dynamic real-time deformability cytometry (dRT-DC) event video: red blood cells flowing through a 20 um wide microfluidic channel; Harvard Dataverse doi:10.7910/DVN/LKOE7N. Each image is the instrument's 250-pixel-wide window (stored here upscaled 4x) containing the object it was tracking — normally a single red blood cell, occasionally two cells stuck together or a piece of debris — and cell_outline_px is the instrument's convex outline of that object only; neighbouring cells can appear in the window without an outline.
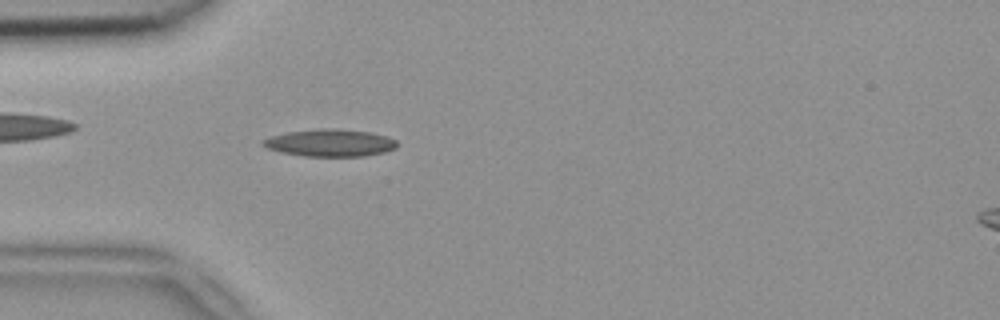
{"species": "common noctule bat (a hibernating species)", "species_latin": "Nyctalus noctula", "temperature_condition": "room temperature", "stored_images_in_passage": 38, "camera_frame_rate_fps": 3000, "um_per_image_px": 0.085, "animal": {"sex": "female", "body_mass_g": 18.4}, "frame": {"image": 1, "passage_image": 7, "time_ms": 2.0, "image_size_px": [1000, 320], "cell_outline_px": [[396, 148], [384, 152], [364, 156], [304, 156], [280, 152], [268, 148], [260, 144], [260, 140], [272, 136], [288, 132], [320, 128], [340, 128], [372, 132], [388, 136], [396, 140]], "centroid_in_image_um": [28.06, 12.13], "position_along_channel_um": 56.9, "area_um2": 21.5}}
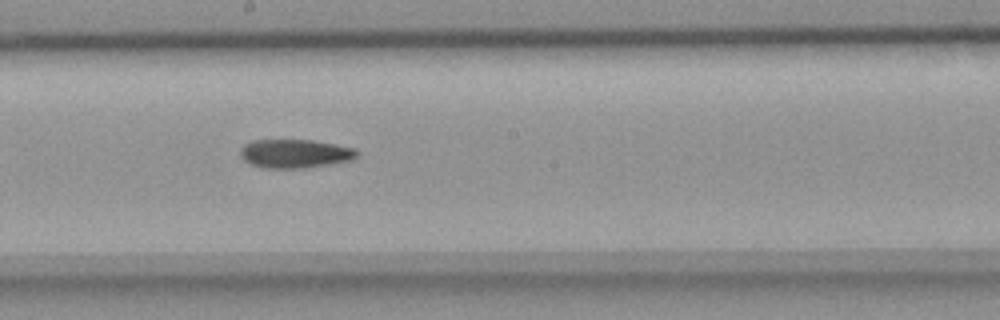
{"frame": {"image": 2, "passage_image": 20, "time_ms": 6.333, "image_size_px": [1000, 320], "cell_outline_px": [[356, 156], [352, 160], [304, 168], [264, 168], [252, 164], [244, 160], [240, 156], [240, 148], [244, 144], [252, 140], [312, 140], [352, 148], [356, 152]], "centroid_in_image_um": [25.0, 13.06], "position_along_channel_um": 223.2, "area_um2": 19.25}}
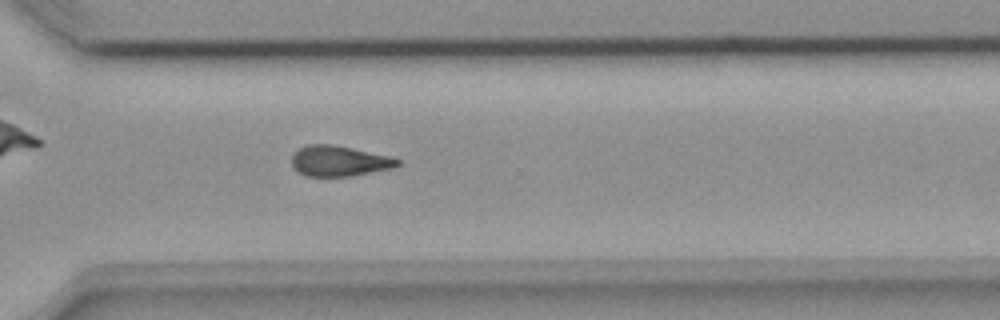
{"frame": {"image": 3, "passage_image": 29, "time_ms": 9.333, "image_size_px": [1000, 320], "cell_outline_px": [[400, 164], [396, 168], [352, 176], [304, 176], [296, 172], [292, 168], [292, 156], [300, 148], [308, 144], [332, 144], [392, 156], [400, 160]], "centroid_in_image_um": [28.85, 13.7], "position_along_channel_um": 341.7, "area_um2": 19.13}}